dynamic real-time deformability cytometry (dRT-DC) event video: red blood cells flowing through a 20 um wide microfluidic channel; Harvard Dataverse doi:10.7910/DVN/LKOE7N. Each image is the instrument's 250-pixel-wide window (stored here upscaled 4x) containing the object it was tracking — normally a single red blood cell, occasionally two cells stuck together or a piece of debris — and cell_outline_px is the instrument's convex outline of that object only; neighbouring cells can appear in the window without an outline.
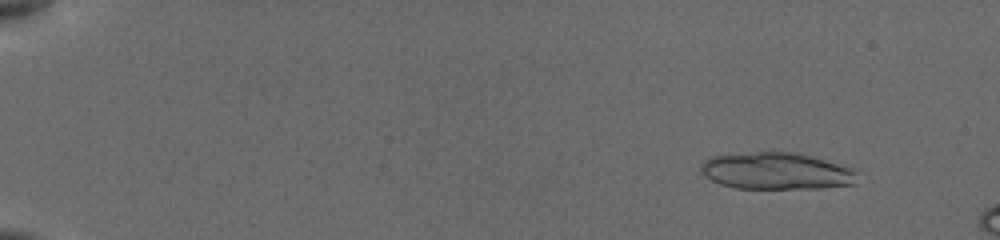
{"species": "common noctule bat (a hibernating species)", "species_latin": "Nyctalus noctula", "temperature_condition": "cold", "stored_images_in_passage": 8, "camera_frame_rate_fps": 3000, "um_per_image_px": 0.085, "animal": {"sex": "female", "body_mass_g": 19.5, "forearm_length_mm": 54.1}, "frame": {"image": 1, "passage_image": 3, "time_ms": 1.333, "image_size_px": [1000, 240], "cell_outline_px": [[856, 184], [820, 188], [736, 188], [720, 184], [704, 176], [700, 172], [700, 164], [704, 160], [712, 156], [752, 152], [792, 152], [856, 168]], "centroid_in_image_um": [65.97, 14.54], "position_along_channel_um": 19.0, "area_um2": 33.58}}